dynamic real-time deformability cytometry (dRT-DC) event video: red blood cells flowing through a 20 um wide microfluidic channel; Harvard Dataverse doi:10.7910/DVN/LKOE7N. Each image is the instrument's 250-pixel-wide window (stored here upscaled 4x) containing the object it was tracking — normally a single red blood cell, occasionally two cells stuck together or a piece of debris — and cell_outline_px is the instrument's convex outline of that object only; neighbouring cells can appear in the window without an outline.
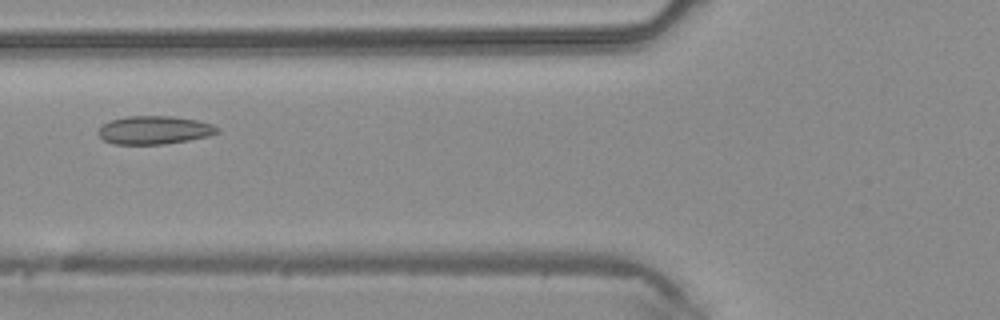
{"species": "common noctule bat (a hibernating species)", "species_latin": "Nyctalus noctula", "temperature_condition": "warm", "stored_images_in_passage": 4, "camera_frame_rate_fps": 3000, "um_per_image_px": 0.085, "animal": {"sex": "male", "body_mass_g": 20.4}, "frame": {"image": 1, "passage_image": 4, "time_ms": 1.0, "image_size_px": [1000, 320], "cell_outline_px": [[220, 132], [208, 136], [188, 140], [164, 144], [112, 144], [104, 140], [96, 132], [104, 124], [112, 120], [128, 116], [172, 116], [196, 120], [212, 124], [220, 128]], "centroid_in_image_um": [13.13, 11.06], "position_along_channel_um": 112.7, "area_um2": 19.54}}